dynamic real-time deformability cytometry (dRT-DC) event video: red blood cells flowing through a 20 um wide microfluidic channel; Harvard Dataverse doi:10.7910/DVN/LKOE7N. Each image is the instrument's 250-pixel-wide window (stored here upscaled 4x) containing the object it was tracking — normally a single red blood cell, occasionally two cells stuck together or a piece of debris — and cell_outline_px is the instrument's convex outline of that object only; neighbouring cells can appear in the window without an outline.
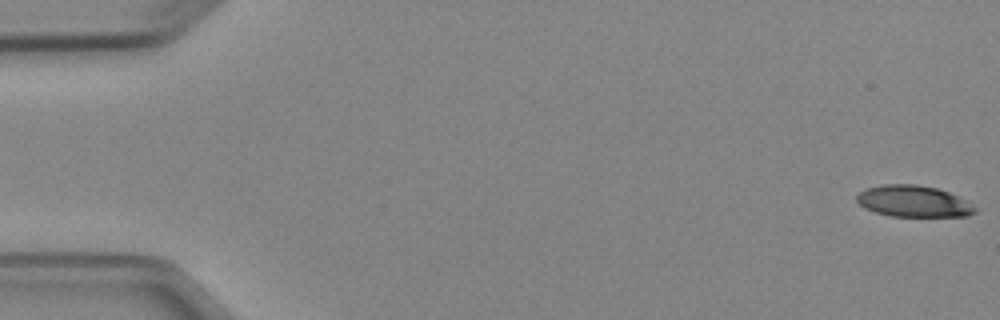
{"species": "Egyptian fruit bat (a non-hibernating species)", "species_latin": "Rousettus aegyptiacus", "temperature_condition": "cold", "stored_images_in_passage": 5, "camera_frame_rate_fps": 3000, "um_per_image_px": 0.085, "animal": {"sex": "female"}, "frame": {"image": 1, "passage_image": 1, "time_ms": 0.0, "image_size_px": [1000, 320], "cell_outline_px": [[976, 212], [968, 216], [892, 216], [876, 212], [864, 208], [856, 200], [856, 196], [860, 192], [868, 188], [884, 184], [916, 184], [936, 188], [948, 192], [972, 204], [976, 208]], "centroid_in_image_um": [77.64, 17.11], "position_along_channel_um": 7.4, "area_um2": 21.44}}
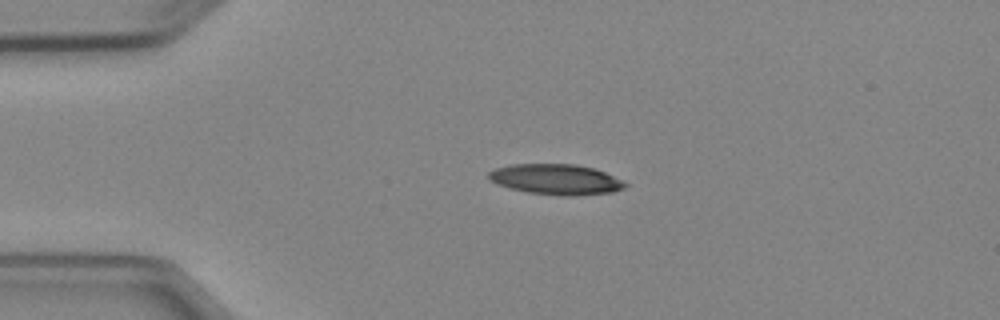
{"frame": {"image": 2, "passage_image": 4, "time_ms": 3.667, "image_size_px": [1000, 320], "cell_outline_px": [[628, 184], [624, 188], [612, 192], [572, 196], [564, 196], [528, 192], [496, 184], [488, 180], [488, 172], [496, 168], [512, 164], [576, 164], [596, 168], [624, 180]], "centroid_in_image_um": [47.29, 15.24], "position_along_channel_um": 37.7, "area_um2": 24.39}}